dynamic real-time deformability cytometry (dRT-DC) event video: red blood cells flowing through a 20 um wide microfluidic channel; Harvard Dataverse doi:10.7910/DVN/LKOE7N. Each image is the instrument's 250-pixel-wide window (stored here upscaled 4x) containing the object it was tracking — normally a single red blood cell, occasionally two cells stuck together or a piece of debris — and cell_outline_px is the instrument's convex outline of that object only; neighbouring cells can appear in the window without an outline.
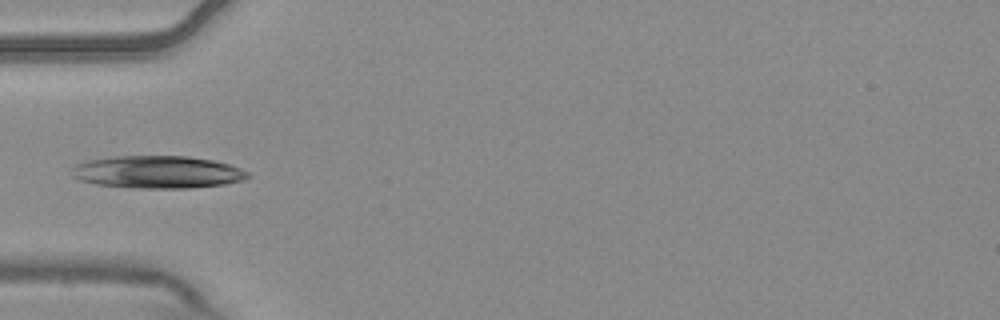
{"species": "common noctule bat (a hibernating species)", "species_latin": "Nyctalus noctula", "temperature_condition": "warm", "stored_images_in_passage": 3, "camera_frame_rate_fps": 3000, "um_per_image_px": 0.085, "animal": {"sex": "male", "body_mass_g": 20.4}, "frame": {"image": 1, "passage_image": 3, "time_ms": 0.667, "image_size_px": [1000, 320], "cell_outline_px": [[252, 176], [244, 180], [224, 184], [188, 188], [132, 188], [96, 184], [80, 180], [72, 176], [68, 172], [76, 164], [88, 160], [112, 156], [188, 156], [212, 160], [228, 164], [240, 168], [248, 172]], "centroid_in_image_um": [13.36, 14.62], "position_along_channel_um": 71.6, "area_um2": 33.58}}